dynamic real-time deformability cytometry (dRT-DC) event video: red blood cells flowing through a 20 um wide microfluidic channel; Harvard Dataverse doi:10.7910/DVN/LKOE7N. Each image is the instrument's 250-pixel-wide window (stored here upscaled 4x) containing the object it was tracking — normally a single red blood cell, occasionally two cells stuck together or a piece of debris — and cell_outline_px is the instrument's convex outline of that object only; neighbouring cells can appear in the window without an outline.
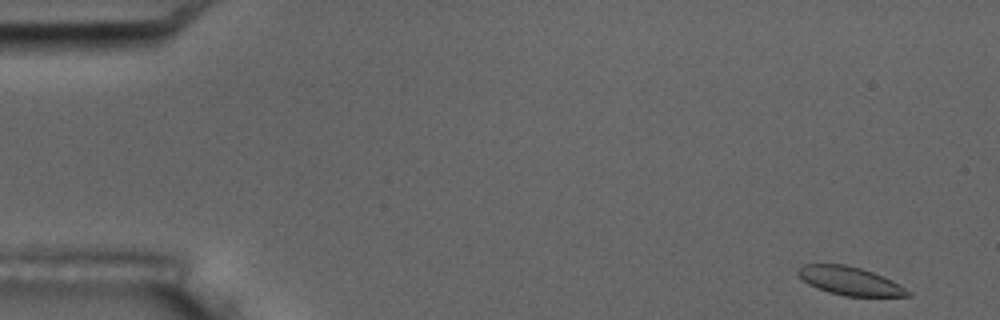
{"species": "common noctule bat (a hibernating species)", "species_latin": "Nyctalus noctula", "temperature_condition": "room temperature", "stored_images_in_passage": 6, "camera_frame_rate_fps": 3000, "um_per_image_px": 0.085, "animal": {"sex": "male", "body_mass_g": 17.5, "forearm_length_mm": 52.3}, "frame": {"image": 1, "passage_image": 1, "time_ms": 0.0, "image_size_px": [1000, 320], "cell_outline_px": [[912, 296], [844, 296], [828, 292], [816, 288], [808, 284], [796, 272], [804, 264], [844, 264], [860, 268], [872, 272], [892, 280], [912, 292]], "centroid_in_image_um": [72.25, 23.89], "position_along_channel_um": 12.7, "area_um2": 18.03}}
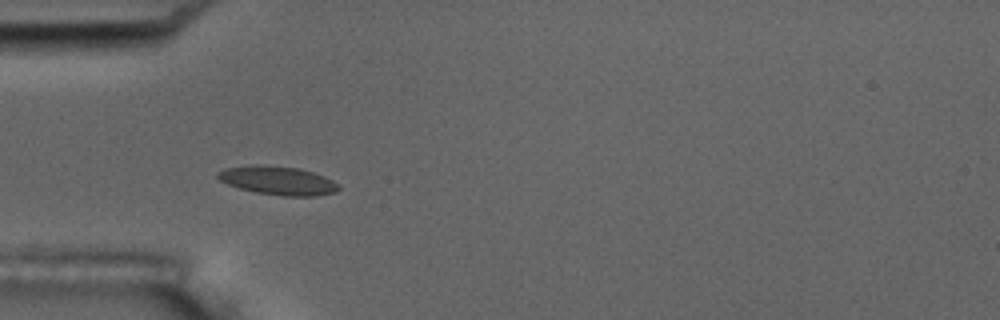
{"frame": {"image": 2, "passage_image": 5, "time_ms": 4.667, "image_size_px": [1000, 320], "cell_outline_px": [[340, 188], [336, 192], [316, 196], [280, 196], [256, 192], [240, 188], [228, 184], [220, 180], [216, 176], [216, 172], [224, 168], [256, 164], [300, 168], [324, 176], [340, 184]], "centroid_in_image_um": [23.63, 15.34], "position_along_channel_um": 61.4, "area_um2": 20.29}}